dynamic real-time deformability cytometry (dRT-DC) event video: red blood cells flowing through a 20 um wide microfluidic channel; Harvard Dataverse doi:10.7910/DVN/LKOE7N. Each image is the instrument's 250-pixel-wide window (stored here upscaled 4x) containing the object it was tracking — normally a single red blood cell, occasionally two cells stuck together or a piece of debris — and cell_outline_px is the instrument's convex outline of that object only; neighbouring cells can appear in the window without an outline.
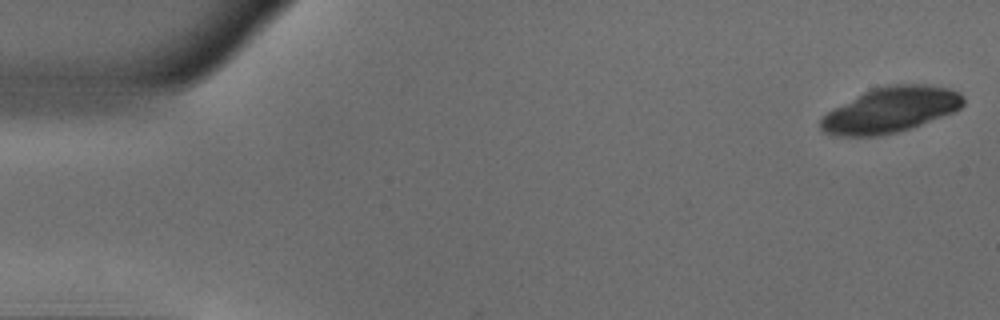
{"species": "common noctule bat (a hibernating species)", "species_latin": "Nyctalus noctula", "temperature_condition": "warm", "stored_images_in_passage": 18, "camera_frame_rate_fps": 3000, "um_per_image_px": 0.085, "animal": {"sex": "male", "body_mass_g": 18.8}, "frame": {"image": 1, "passage_image": 1, "time_ms": 0.0, "image_size_px": [1000, 320], "cell_outline_px": [[964, 104], [960, 108], [952, 112], [912, 128], [880, 136], [836, 136], [824, 132], [820, 128], [820, 116], [864, 92], [872, 88], [884, 84], [928, 84], [948, 88], [960, 92], [964, 96]], "centroid_in_image_um": [75.7, 9.33], "position_along_channel_um": 9.3, "area_um2": 37.86}}